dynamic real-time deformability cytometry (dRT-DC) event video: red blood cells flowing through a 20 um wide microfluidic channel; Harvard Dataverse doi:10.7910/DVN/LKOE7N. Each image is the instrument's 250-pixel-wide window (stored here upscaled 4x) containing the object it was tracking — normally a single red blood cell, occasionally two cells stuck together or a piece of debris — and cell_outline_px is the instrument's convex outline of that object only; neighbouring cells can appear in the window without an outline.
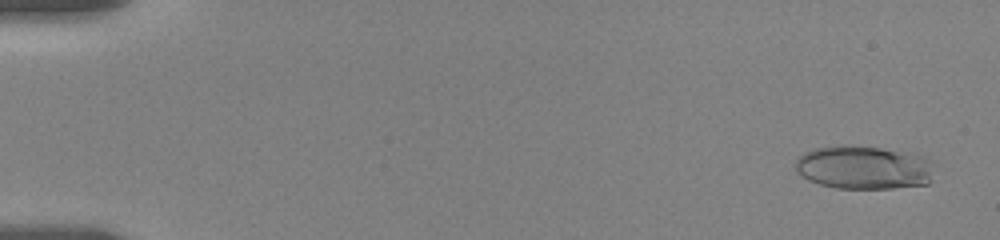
{"species": "human", "species_latin": "Homo sapiens", "temperature_condition": "room temperature", "stored_images_in_passage": 65, "camera_frame_rate_fps": 3000, "um_per_image_px": 0.085, "donor": {"sex": "female"}, "frame": {"image": 1, "passage_image": 4, "time_ms": 0.667, "image_size_px": [1000, 240], "cell_outline_px": [[932, 180], [928, 184], [892, 188], [836, 188], [820, 184], [808, 180], [796, 172], [796, 160], [804, 152], [816, 148], [844, 144], [880, 148], [924, 156]], "centroid_in_image_um": [73.32, 14.24], "position_along_channel_um": 11.7, "area_um2": 34.68}}
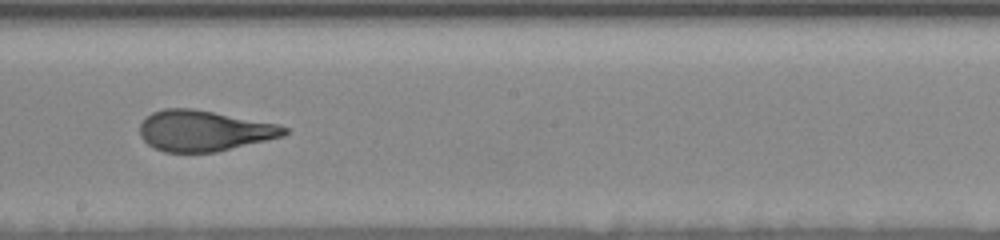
{"frame": {"image": 2, "passage_image": 41, "time_ms": 11.0, "image_size_px": [1000, 240], "cell_outline_px": [[288, 132], [284, 136], [216, 152], [164, 152], [152, 148], [140, 136], [140, 124], [152, 112], [164, 108], [192, 108], [280, 124], [288, 128]], "centroid_in_image_um": [17.34, 11.11], "position_along_channel_um": 230.9, "area_um2": 34.39}}
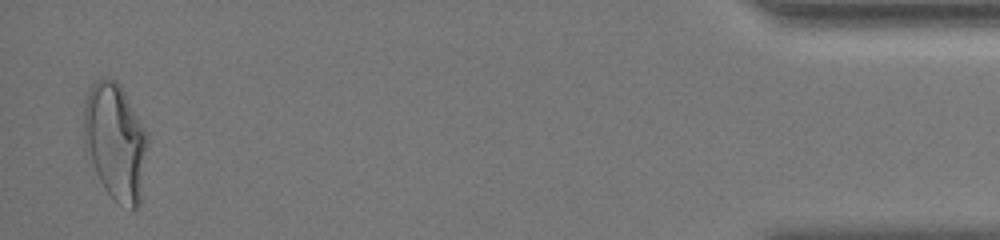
{"frame": {"image": 3, "passage_image": 65, "time_ms": 18.667, "image_size_px": [1000, 240], "cell_outline_px": [[148, 140], [140, 204], [132, 212], [116, 200], [104, 188], [84, 148], [84, 100], [92, 84], [96, 80], [112, 80], [120, 84], [144, 128], [148, 136]], "centroid_in_image_um": [9.81, 12.06], "position_along_channel_um": 425.4, "area_um2": 43.0}, "authors_computed_cell_mechanics": {"area_um2": 34.6222, "velocity_mm_per_s": 3.5095, "shape_relaxation_time_tau1_ms": 6.2159, "shape_relaxation_time_tau2_ms": 0.9314, "deformation_change_tau1": 0.2237, "deformation_change_tau2": 0.0872}}